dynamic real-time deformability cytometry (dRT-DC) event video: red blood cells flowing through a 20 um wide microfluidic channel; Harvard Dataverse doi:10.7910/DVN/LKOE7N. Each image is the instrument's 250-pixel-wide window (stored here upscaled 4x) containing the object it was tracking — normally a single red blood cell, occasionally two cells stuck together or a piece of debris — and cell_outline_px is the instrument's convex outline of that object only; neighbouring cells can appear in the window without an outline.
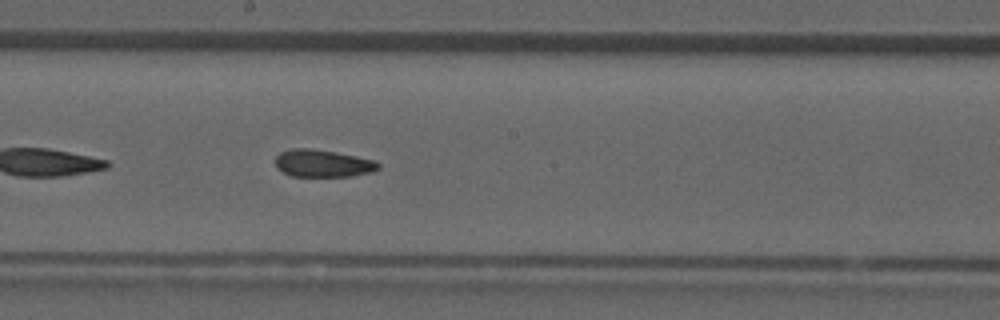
{"species": "common noctule bat (a hibernating species)", "species_latin": "Nyctalus noctula", "temperature_condition": "room temperature", "stored_images_in_passage": 34, "camera_frame_rate_fps": 3000, "um_per_image_px": 0.085, "animal": {"sex": "male", "forearm_length_mm": 52.5}, "frame": {"image": 1, "passage_image": 15, "time_ms": 4.667, "image_size_px": [1000, 320], "cell_outline_px": [[380, 168], [372, 172], [352, 176], [292, 176], [276, 168], [276, 156], [280, 152], [292, 148], [308, 148], [336, 152], [376, 160], [380, 164]], "centroid_in_image_um": [27.46, 13.88], "position_along_channel_um": 220.7, "area_um2": 16.47}}